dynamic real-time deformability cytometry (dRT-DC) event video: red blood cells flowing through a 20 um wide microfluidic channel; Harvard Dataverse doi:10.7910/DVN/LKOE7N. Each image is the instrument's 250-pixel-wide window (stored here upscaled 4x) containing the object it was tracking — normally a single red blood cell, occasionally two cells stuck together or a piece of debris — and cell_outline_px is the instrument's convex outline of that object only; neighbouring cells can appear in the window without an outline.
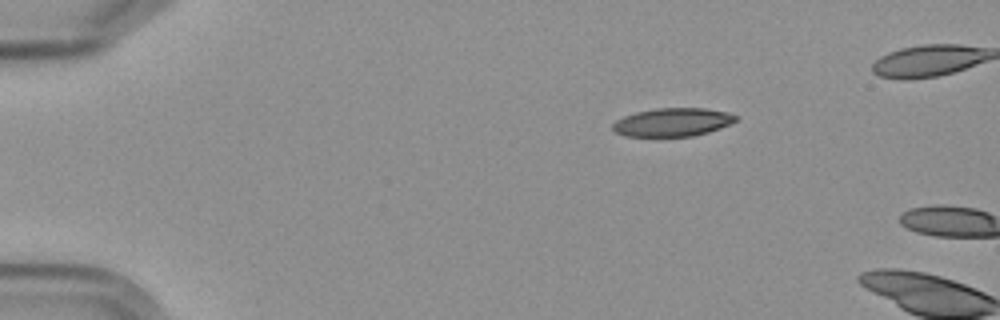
{"species": "Egyptian fruit bat (a non-hibernating species)", "species_latin": "Rousettus aegyptiacus", "temperature_condition": "cold", "stored_images_in_passage": 2, "camera_frame_rate_fps": 3000, "um_per_image_px": 0.085, "frame": {"image": 1, "passage_image": 1, "time_ms": 0.0, "image_size_px": [1000, 320], "cell_outline_px": [[736, 120], [732, 124], [708, 132], [692, 136], [624, 136], [616, 132], [612, 128], [612, 124], [616, 120], [624, 116], [636, 112], [656, 108], [704, 108], [728, 112], [736, 116]], "centroid_in_image_um": [57.17, 10.38], "position_along_channel_um": 27.8, "area_um2": 20.29}}